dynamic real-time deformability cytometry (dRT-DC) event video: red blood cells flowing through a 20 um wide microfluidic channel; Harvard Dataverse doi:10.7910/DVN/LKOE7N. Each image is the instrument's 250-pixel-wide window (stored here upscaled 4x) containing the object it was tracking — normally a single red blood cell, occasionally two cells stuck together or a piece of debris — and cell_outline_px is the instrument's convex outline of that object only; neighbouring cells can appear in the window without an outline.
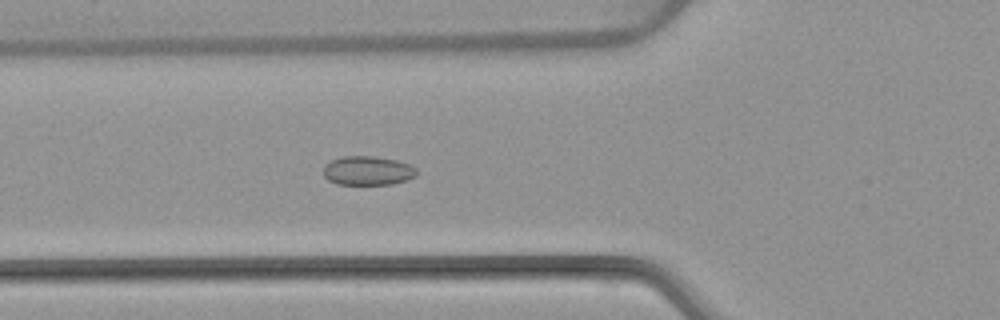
{"species": "common noctule bat (a hibernating species)", "species_latin": "Nyctalus noctula", "temperature_condition": "warm", "stored_images_in_passage": 23, "camera_frame_rate_fps": 3000, "um_per_image_px": 0.085, "animal": {"sex": "female", "body_mass_g": 22.7, "forearm_length_mm": 54.2}, "frame": {"image": 1, "passage_image": 4, "time_ms": 1.0, "image_size_px": [1000, 320], "cell_outline_px": [[416, 176], [408, 180], [392, 184], [336, 184], [328, 180], [324, 176], [324, 164], [340, 156], [372, 156], [396, 160], [408, 164], [416, 168]], "centroid_in_image_um": [31.24, 14.51], "position_along_channel_um": 94.6, "area_um2": 15.84}}
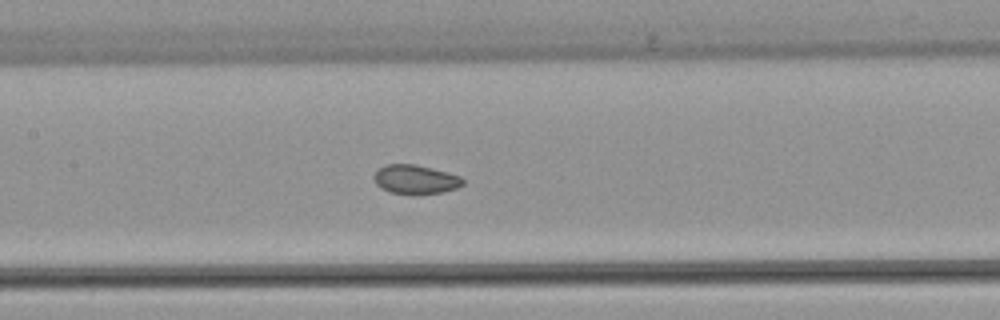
{"frame": {"image": 2, "passage_image": 10, "time_ms": 3.0, "image_size_px": [1000, 320], "cell_outline_px": [[464, 184], [456, 188], [440, 192], [388, 192], [380, 188], [376, 184], [376, 172], [384, 164], [416, 164], [448, 172], [460, 176], [464, 180]], "centroid_in_image_um": [35.33, 15.21], "position_along_channel_um": 172.1, "area_um2": 14.51}}
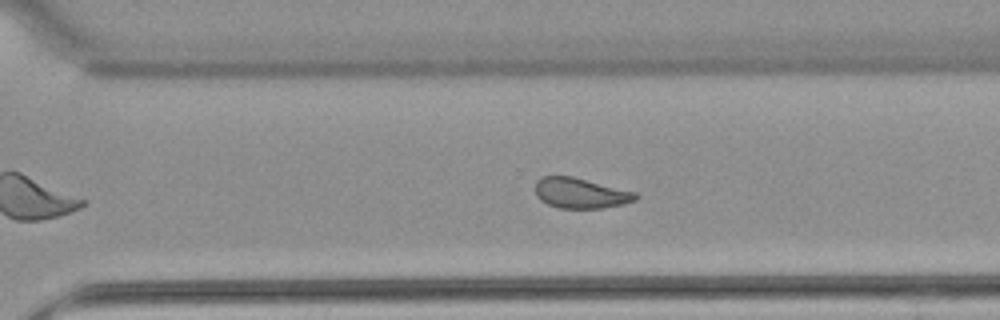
{"frame": {"image": 3, "passage_image": 18, "time_ms": 5.667, "image_size_px": [1000, 320], "cell_outline_px": [[640, 196], [636, 200], [624, 204], [600, 208], [560, 208], [548, 204], [540, 200], [536, 196], [536, 180], [540, 176], [572, 176], [636, 192]], "centroid_in_image_um": [49.35, 16.41], "position_along_channel_um": 321.3, "area_um2": 17.8}}